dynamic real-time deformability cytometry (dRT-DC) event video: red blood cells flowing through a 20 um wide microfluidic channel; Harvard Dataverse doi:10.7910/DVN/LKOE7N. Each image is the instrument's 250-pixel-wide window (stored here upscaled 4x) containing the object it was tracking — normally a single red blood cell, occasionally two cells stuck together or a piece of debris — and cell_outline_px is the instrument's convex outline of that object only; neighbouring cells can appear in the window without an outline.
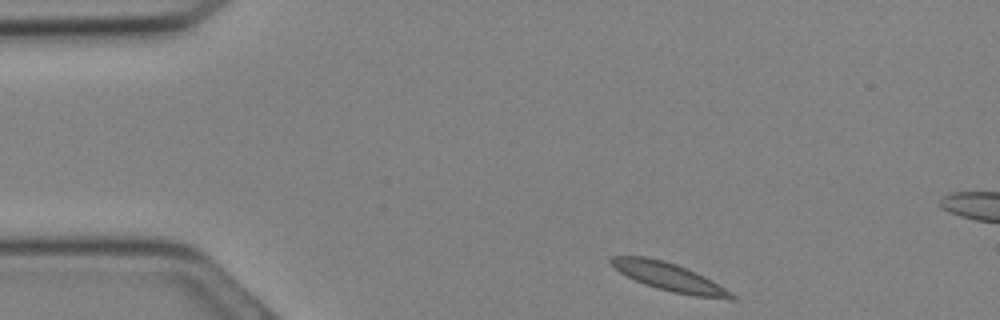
{"species": "Egyptian fruit bat (a non-hibernating species)", "species_latin": "Rousettus aegyptiacus", "temperature_condition": "cold", "stored_images_in_passage": 6, "camera_frame_rate_fps": 3000, "um_per_image_px": 0.085, "animal": {"sex": "female"}, "frame": {"image": 1, "passage_image": 1, "time_ms": 0.0, "image_size_px": [1000, 320], "cell_outline_px": [[736, 300], [732, 300], [696, 296], [672, 292], [656, 288], [644, 284], [620, 272], [608, 260], [612, 256], [644, 256], [664, 260], [676, 264], [696, 272], [704, 276], [732, 292], [736, 296]], "centroid_in_image_um": [56.91, 23.55], "position_along_channel_um": 28.1, "area_um2": 19.59}}